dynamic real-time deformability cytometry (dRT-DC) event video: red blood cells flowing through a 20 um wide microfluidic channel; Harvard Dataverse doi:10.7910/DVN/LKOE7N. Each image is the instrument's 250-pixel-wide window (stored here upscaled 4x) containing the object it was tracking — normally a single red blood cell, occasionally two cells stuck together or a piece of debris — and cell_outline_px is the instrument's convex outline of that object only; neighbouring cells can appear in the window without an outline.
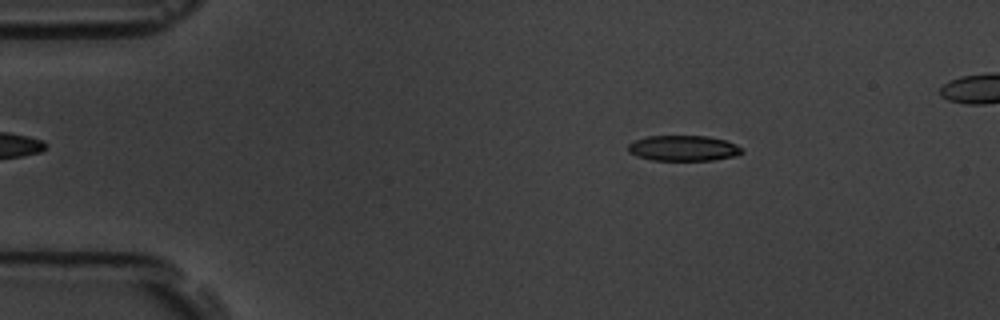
{"species": "common noctule bat (a hibernating species)", "species_latin": "Nyctalus noctula", "temperature_condition": "room temperature", "stored_images_in_passage": 4, "camera_frame_rate_fps": 3000, "um_per_image_px": 0.085, "animal": {"sex": "male", "body_mass_g": 19.5, "forearm_length_mm": 54.6}, "frame": {"image": 1, "passage_image": 1, "time_ms": 0.0, "image_size_px": [1000, 320], "cell_outline_px": [[744, 152], [736, 156], [712, 160], [652, 160], [636, 156], [628, 152], [628, 144], [636, 140], [648, 136], [708, 136], [728, 140], [744, 148]], "centroid_in_image_um": [58.14, 12.59], "position_along_channel_um": 26.9, "area_um2": 17.11}}